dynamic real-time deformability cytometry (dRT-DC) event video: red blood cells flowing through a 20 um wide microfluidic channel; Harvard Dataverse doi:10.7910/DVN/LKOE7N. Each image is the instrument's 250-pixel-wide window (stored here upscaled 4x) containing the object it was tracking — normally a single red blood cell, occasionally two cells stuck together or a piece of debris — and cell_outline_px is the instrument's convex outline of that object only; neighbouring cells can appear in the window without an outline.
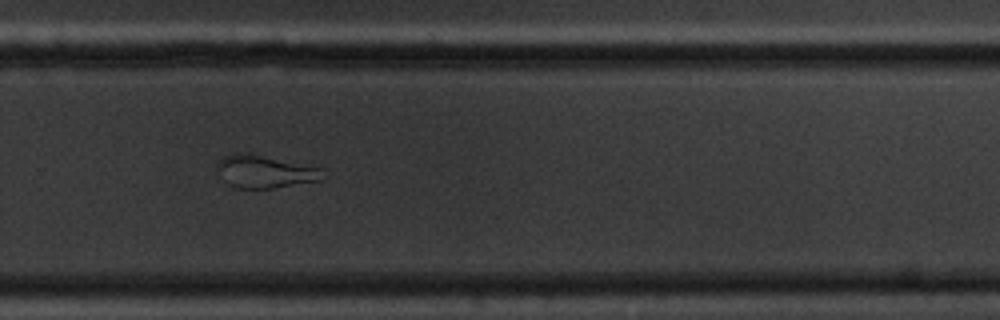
{"species": "common noctule bat (a hibernating species)", "species_latin": "Nyctalus noctula", "temperature_condition": "cold", "stored_images_in_passage": 8, "camera_frame_rate_fps": 3000, "um_per_image_px": 0.085, "animal": {"sex": "male", "body_mass_g": 20.1, "forearm_length_mm": 53.5}, "frame": {"image": 1, "passage_image": 7, "time_ms": 7.0, "image_size_px": [1000, 320], "cell_outline_px": [[324, 168], [320, 180], [272, 188], [236, 188], [228, 184], [224, 180], [216, 168], [216, 164], [224, 156], [232, 152], [252, 152]], "centroid_in_image_um": [22.49, 14.54], "position_along_channel_um": 307.3, "area_um2": 20.46}}
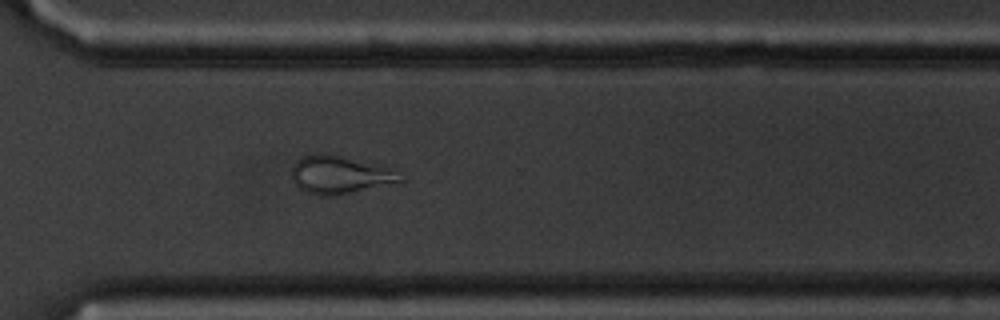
{"frame": {"image": 2, "passage_image": 8, "time_ms": 8.0, "image_size_px": [1000, 320], "cell_outline_px": [[404, 180], [352, 192], [328, 196], [320, 196], [308, 192], [300, 188], [292, 180], [292, 164], [296, 160], [304, 156], [316, 152], [320, 152], [340, 156], [396, 168]], "centroid_in_image_um": [28.87, 14.83], "position_along_channel_um": 341.7, "area_um2": 23.87}}